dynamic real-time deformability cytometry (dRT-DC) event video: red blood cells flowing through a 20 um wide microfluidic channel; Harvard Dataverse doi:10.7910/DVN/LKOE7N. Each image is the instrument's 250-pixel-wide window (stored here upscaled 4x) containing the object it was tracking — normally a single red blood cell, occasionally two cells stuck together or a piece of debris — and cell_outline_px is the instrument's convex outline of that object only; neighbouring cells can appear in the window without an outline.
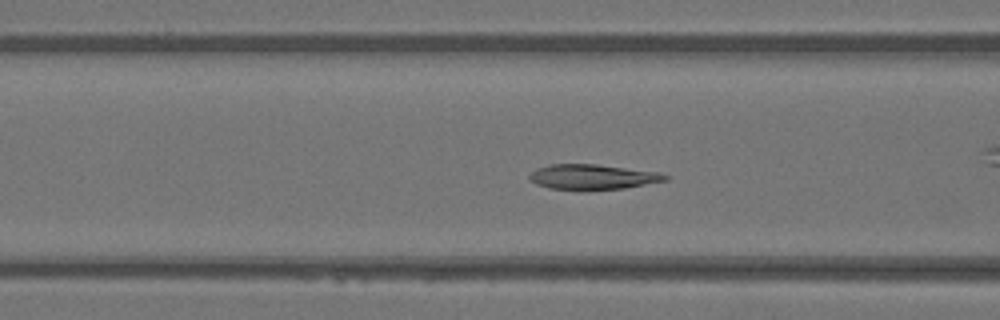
{"species": "Egyptian fruit bat (a non-hibernating species)", "species_latin": "Rousettus aegyptiacus", "temperature_condition": "warm", "stored_images_in_passage": 39, "camera_frame_rate_fps": 3000, "um_per_image_px": 0.085, "animal": {"sex": "female"}, "frame": {"image": 1, "passage_image": 8, "time_ms": 2.333, "image_size_px": [1000, 320], "cell_outline_px": [[668, 180], [624, 188], [548, 188], [536, 184], [528, 176], [536, 168], [548, 164], [596, 164], [660, 172], [668, 176]], "centroid_in_image_um": [50.38, 15.0], "position_along_channel_um": 116.2, "area_um2": 19.31}}
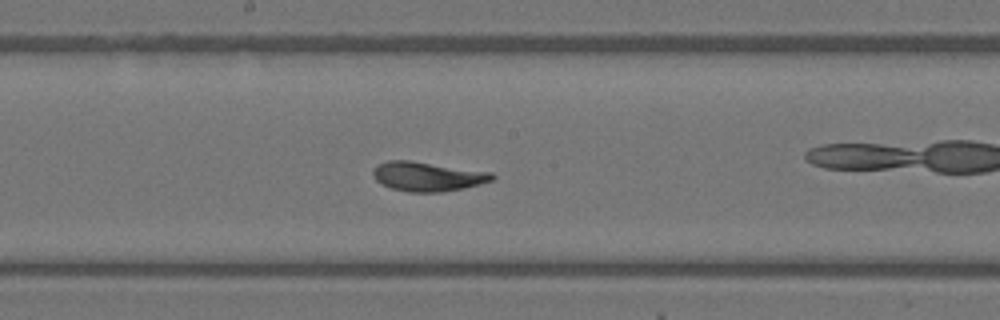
{"frame": {"image": 2, "passage_image": 15, "time_ms": 4.667, "image_size_px": [1000, 320], "cell_outline_px": [[496, 176], [492, 180], [480, 184], [464, 188], [440, 192], [408, 192], [392, 188], [376, 180], [372, 172], [372, 168], [388, 160], [408, 160], [492, 172]], "centroid_in_image_um": [36.35, 15.0], "position_along_channel_um": 211.8, "area_um2": 20.23}}
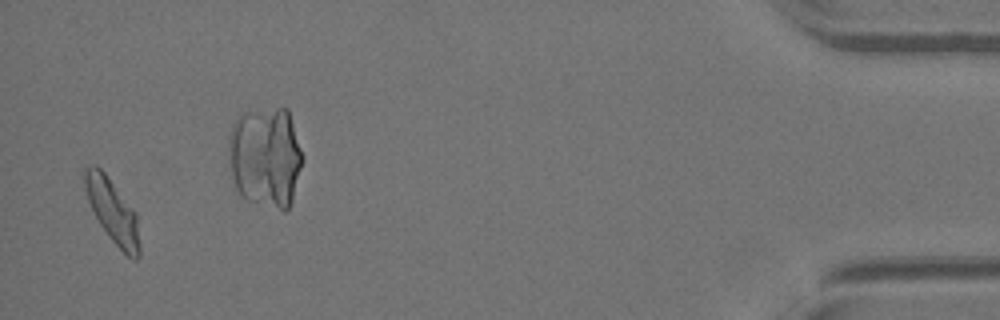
{"frame": {"image": 3, "passage_image": 37, "time_ms": 12.0, "image_size_px": [1000, 320], "cell_outline_px": [[140, 256], [136, 260], [132, 260], [108, 236], [100, 224], [88, 200], [84, 188], [84, 168], [92, 164], [96, 164], [104, 172], [136, 212], [140, 244]], "centroid_in_image_um": [9.57, 17.94], "position_along_channel_um": 425.6, "area_um2": 20.23}}